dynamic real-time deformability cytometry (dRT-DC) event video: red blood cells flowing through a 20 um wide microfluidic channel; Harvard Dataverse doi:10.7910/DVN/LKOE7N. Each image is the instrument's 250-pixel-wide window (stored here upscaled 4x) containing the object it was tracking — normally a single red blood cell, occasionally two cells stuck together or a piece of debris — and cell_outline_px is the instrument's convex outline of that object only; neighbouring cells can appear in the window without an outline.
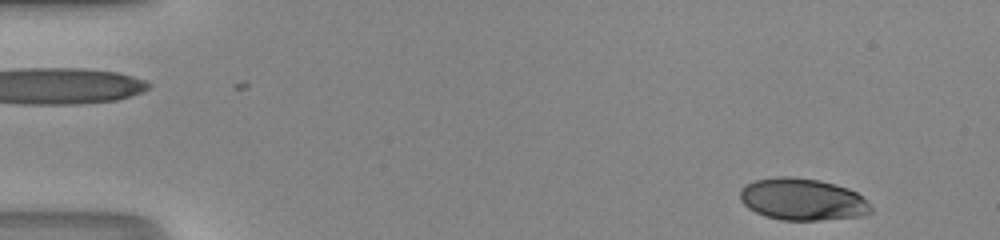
{"species": "human", "species_latin": "Homo sapiens", "temperature_condition": "room temperature", "stored_images_in_passage": 46, "camera_frame_rate_fps": 3000, "um_per_image_px": 0.085, "donor": {"sex": "male"}, "frame": {"image": 1, "passage_image": 1, "time_ms": 0.0, "image_size_px": [1000, 240], "cell_outline_px": [[872, 212], [864, 216], [820, 220], [780, 220], [764, 216], [748, 208], [740, 200], [740, 188], [744, 184], [756, 180], [776, 176], [788, 176], [820, 180], [848, 188], [856, 192], [872, 208]], "centroid_in_image_um": [68.18, 16.95], "position_along_channel_um": 16.8, "area_um2": 32.14}}
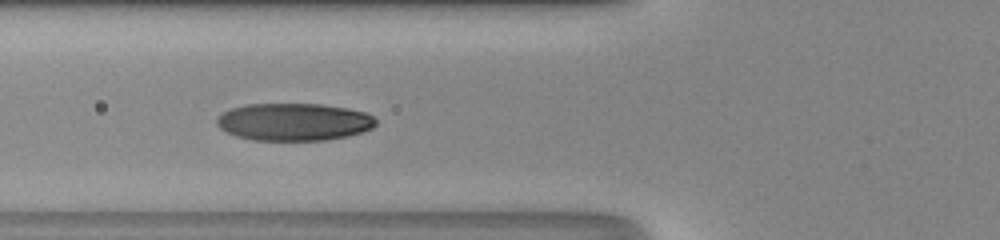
{"frame": {"image": 2, "passage_image": 16, "time_ms": 5.0, "image_size_px": [1000, 240], "cell_outline_px": [[376, 124], [372, 128], [348, 136], [324, 140], [252, 140], [236, 136], [224, 132], [216, 124], [216, 120], [224, 112], [232, 108], [244, 104], [320, 104], [348, 108], [364, 112], [372, 116], [376, 120]], "centroid_in_image_um": [24.96, 10.36], "position_along_channel_um": 100.8, "area_um2": 34.74}}
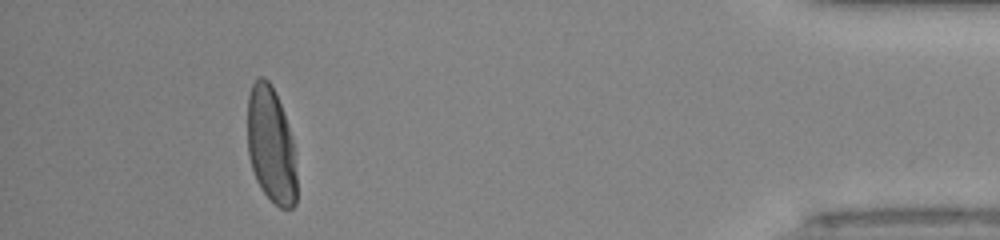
{"frame": {"image": 3, "passage_image": 42, "time_ms": 13.667, "image_size_px": [1000, 240], "cell_outline_px": [[296, 204], [292, 208], [280, 208], [260, 188], [256, 180], [248, 156], [248, 96], [252, 84], [260, 76], [264, 76], [268, 80], [276, 92], [292, 140], [296, 172]], "centroid_in_image_um": [23.02, 12.34], "position_along_channel_um": 412.2, "area_um2": 33.06}, "authors_computed_cell_mechanics": {"area_um2": 34.0153, "velocity_mm_per_s": 4.2625, "shape_relaxation_time_tau1_ms": 2.98, "shape_relaxation_time_tau2_ms": null, "deformation_change_tau1": 0.1785, "deformation_change_tau2": null}}